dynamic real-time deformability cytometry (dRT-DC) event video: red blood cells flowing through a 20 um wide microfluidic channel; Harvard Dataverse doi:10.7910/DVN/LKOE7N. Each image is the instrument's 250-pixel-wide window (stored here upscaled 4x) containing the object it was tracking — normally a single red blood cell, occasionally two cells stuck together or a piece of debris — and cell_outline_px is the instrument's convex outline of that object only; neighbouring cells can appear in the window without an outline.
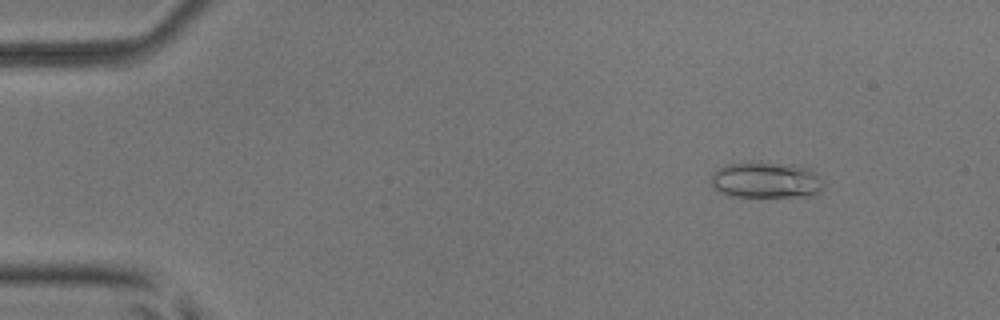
{"species": "common noctule bat (a hibernating species)", "species_latin": "Nyctalus noctula", "temperature_condition": "room temperature", "stored_images_in_passage": 44, "camera_frame_rate_fps": 3000, "um_per_image_px": 0.085, "animal": {"sex": "male", "body_mass_g": 17.9, "forearm_length_mm": 54.2}, "frame": {"image": 1, "passage_image": 3, "time_ms": 0.667, "image_size_px": [1000, 320], "cell_outline_px": [[824, 188], [820, 192], [812, 196], [728, 196], [720, 192], [712, 184], [712, 172], [716, 168], [728, 164], [744, 160], [760, 160], [792, 164], [808, 168], [820, 180]], "centroid_in_image_um": [65.07, 15.26], "position_along_channel_um": 19.9, "area_um2": 24.16}}
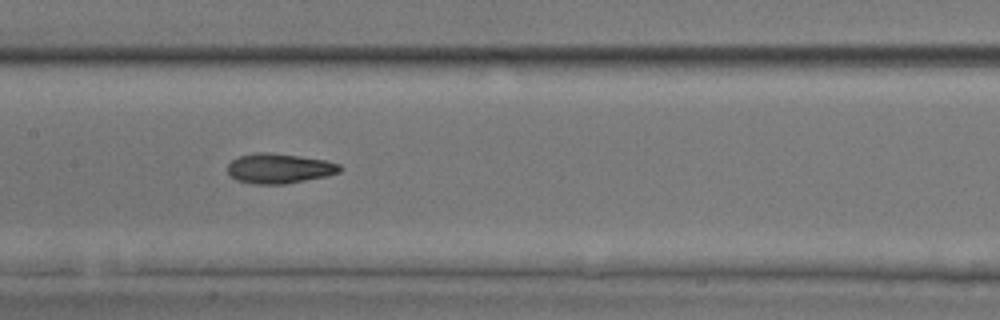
{"frame": {"image": 2, "passage_image": 23, "time_ms": 7.333, "image_size_px": [1000, 320], "cell_outline_px": [[344, 168], [340, 172], [328, 176], [284, 184], [252, 184], [236, 180], [228, 172], [228, 164], [236, 156], [256, 152], [268, 152], [324, 160], [340, 164]], "centroid_in_image_um": [23.73, 14.32], "position_along_channel_um": 183.7, "area_um2": 19.65}}
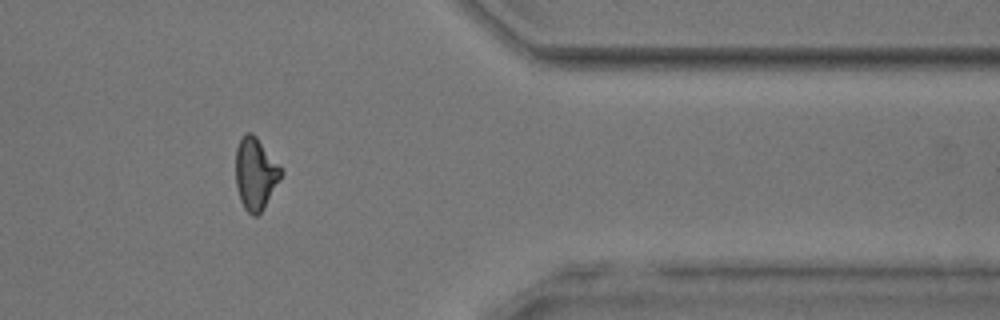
{"frame": {"image": 3, "passage_image": 40, "time_ms": 13.0, "image_size_px": [1000, 320], "cell_outline_px": [[284, 172], [264, 208], [256, 216], [252, 216], [244, 208], [240, 200], [236, 188], [236, 148], [240, 140], [248, 132], [252, 132], [256, 136]], "centroid_in_image_um": [21.71, 14.79], "position_along_channel_um": 389.7, "area_um2": 18.84}}